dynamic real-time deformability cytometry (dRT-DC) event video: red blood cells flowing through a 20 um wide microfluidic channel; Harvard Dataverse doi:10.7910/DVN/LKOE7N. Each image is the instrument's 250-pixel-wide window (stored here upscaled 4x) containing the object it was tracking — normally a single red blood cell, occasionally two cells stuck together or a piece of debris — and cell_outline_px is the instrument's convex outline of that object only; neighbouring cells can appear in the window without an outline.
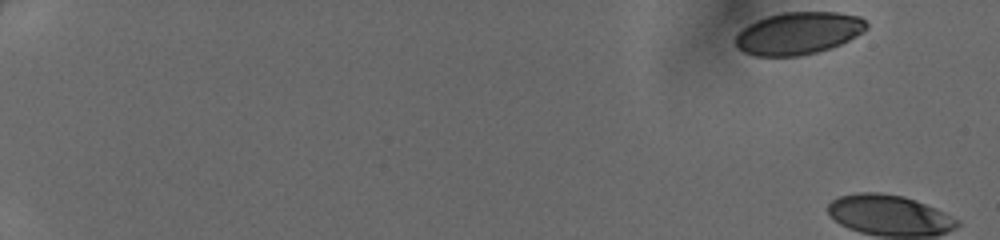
{"species": "human", "species_latin": "Homo sapiens", "temperature_condition": "cold", "stored_images_in_passage": 6, "camera_frame_rate_fps": 3000, "um_per_image_px": 0.085, "donor": {"sex": "female"}, "frame": {"image": 1, "passage_image": 1, "time_ms": 0.0, "image_size_px": [1000, 240], "cell_outline_px": [[868, 28], [864, 32], [840, 44], [816, 52], [800, 56], [756, 56], [744, 52], [736, 44], [736, 36], [748, 24], [756, 20], [780, 12], [836, 12], [860, 16], [868, 24]], "centroid_in_image_um": [67.89, 2.81], "position_along_channel_um": 17.1, "area_um2": 32.19}}